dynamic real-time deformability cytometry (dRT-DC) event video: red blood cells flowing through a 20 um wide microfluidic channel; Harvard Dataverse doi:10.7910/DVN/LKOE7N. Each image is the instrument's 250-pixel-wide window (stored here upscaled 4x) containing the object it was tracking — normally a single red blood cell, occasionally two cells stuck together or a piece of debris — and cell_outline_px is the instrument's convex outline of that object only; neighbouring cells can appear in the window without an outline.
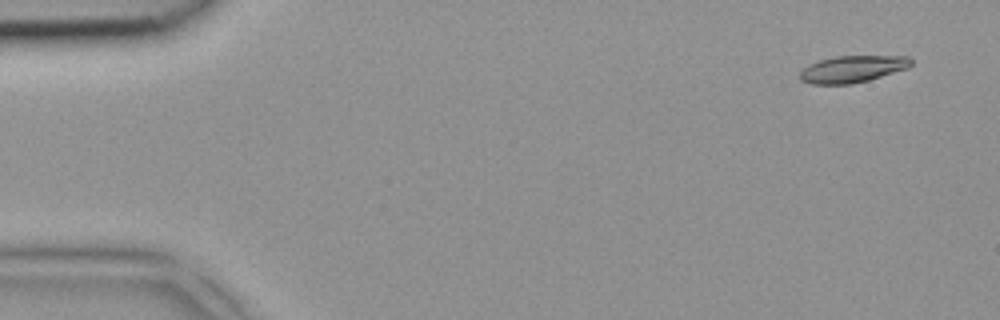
{"species": "common noctule bat (a hibernating species)", "species_latin": "Nyctalus noctula", "temperature_condition": "room temperature", "stored_images_in_passage": 4, "camera_frame_rate_fps": 3000, "um_per_image_px": 0.085, "animal": {"sex": "female", "body_mass_g": 18.4}, "frame": {"image": 1, "passage_image": 1, "time_ms": 0.0, "image_size_px": [1000, 320], "cell_outline_px": [[912, 64], [908, 68], [868, 80], [852, 84], [812, 84], [800, 80], [800, 72], [808, 64], [820, 60], [836, 56], [908, 56], [912, 60]], "centroid_in_image_um": [72.46, 5.87], "position_along_channel_um": 12.5, "area_um2": 17.34}}
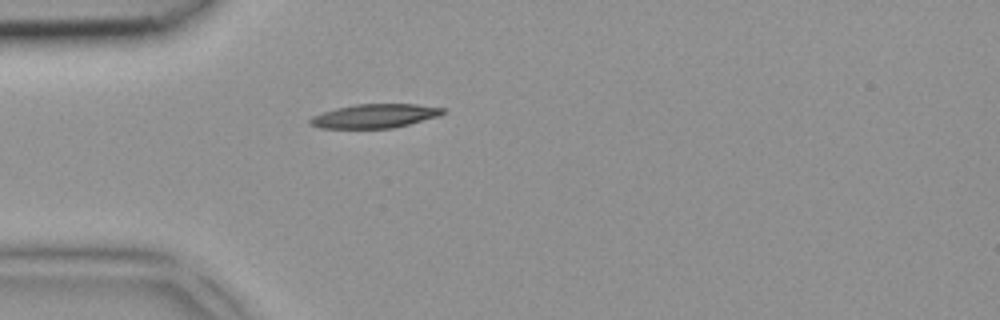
{"frame": {"image": 2, "passage_image": 4, "time_ms": 1.0, "image_size_px": [1000, 320], "cell_outline_px": [[444, 112], [440, 116], [392, 128], [320, 128], [308, 124], [308, 120], [312, 116], [336, 108], [356, 104], [416, 104], [444, 108]], "centroid_in_image_um": [31.83, 9.86], "position_along_channel_um": 53.2, "area_um2": 18.44}}